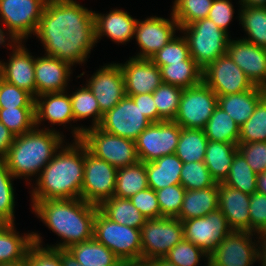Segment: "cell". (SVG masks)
<instances>
[{
	"mask_svg": "<svg viewBox=\"0 0 266 266\" xmlns=\"http://www.w3.org/2000/svg\"><path fill=\"white\" fill-rule=\"evenodd\" d=\"M116 177L117 169L105 160L95 157L84 144V179L81 198L99 207L114 196Z\"/></svg>",
	"mask_w": 266,
	"mask_h": 266,
	"instance_id": "obj_11",
	"label": "cell"
},
{
	"mask_svg": "<svg viewBox=\"0 0 266 266\" xmlns=\"http://www.w3.org/2000/svg\"><path fill=\"white\" fill-rule=\"evenodd\" d=\"M208 141L203 129L181 128L175 154L183 163L204 161Z\"/></svg>",
	"mask_w": 266,
	"mask_h": 266,
	"instance_id": "obj_37",
	"label": "cell"
},
{
	"mask_svg": "<svg viewBox=\"0 0 266 266\" xmlns=\"http://www.w3.org/2000/svg\"><path fill=\"white\" fill-rule=\"evenodd\" d=\"M214 0H174L172 15L179 27L189 25L197 20L205 19Z\"/></svg>",
	"mask_w": 266,
	"mask_h": 266,
	"instance_id": "obj_41",
	"label": "cell"
},
{
	"mask_svg": "<svg viewBox=\"0 0 266 266\" xmlns=\"http://www.w3.org/2000/svg\"><path fill=\"white\" fill-rule=\"evenodd\" d=\"M248 231L232 230L208 255L212 266H253L258 261V243Z\"/></svg>",
	"mask_w": 266,
	"mask_h": 266,
	"instance_id": "obj_13",
	"label": "cell"
},
{
	"mask_svg": "<svg viewBox=\"0 0 266 266\" xmlns=\"http://www.w3.org/2000/svg\"><path fill=\"white\" fill-rule=\"evenodd\" d=\"M0 122L15 136L33 130L35 126V107L0 108Z\"/></svg>",
	"mask_w": 266,
	"mask_h": 266,
	"instance_id": "obj_42",
	"label": "cell"
},
{
	"mask_svg": "<svg viewBox=\"0 0 266 266\" xmlns=\"http://www.w3.org/2000/svg\"><path fill=\"white\" fill-rule=\"evenodd\" d=\"M15 178L3 160H0V223H15Z\"/></svg>",
	"mask_w": 266,
	"mask_h": 266,
	"instance_id": "obj_44",
	"label": "cell"
},
{
	"mask_svg": "<svg viewBox=\"0 0 266 266\" xmlns=\"http://www.w3.org/2000/svg\"><path fill=\"white\" fill-rule=\"evenodd\" d=\"M80 87L70 94L74 120L77 122L93 117L90 127H98L104 114L100 111L98 102L89 87L86 84Z\"/></svg>",
	"mask_w": 266,
	"mask_h": 266,
	"instance_id": "obj_38",
	"label": "cell"
},
{
	"mask_svg": "<svg viewBox=\"0 0 266 266\" xmlns=\"http://www.w3.org/2000/svg\"><path fill=\"white\" fill-rule=\"evenodd\" d=\"M208 254L190 241L183 239L177 243L165 256L164 259L177 266H198L204 259L208 263ZM205 261H207L205 263Z\"/></svg>",
	"mask_w": 266,
	"mask_h": 266,
	"instance_id": "obj_46",
	"label": "cell"
},
{
	"mask_svg": "<svg viewBox=\"0 0 266 266\" xmlns=\"http://www.w3.org/2000/svg\"><path fill=\"white\" fill-rule=\"evenodd\" d=\"M15 225V223H0V264L24 261L33 243L32 232L20 234Z\"/></svg>",
	"mask_w": 266,
	"mask_h": 266,
	"instance_id": "obj_27",
	"label": "cell"
},
{
	"mask_svg": "<svg viewBox=\"0 0 266 266\" xmlns=\"http://www.w3.org/2000/svg\"><path fill=\"white\" fill-rule=\"evenodd\" d=\"M231 1L232 0H214L207 17L228 34L229 24L235 13V9Z\"/></svg>",
	"mask_w": 266,
	"mask_h": 266,
	"instance_id": "obj_54",
	"label": "cell"
},
{
	"mask_svg": "<svg viewBox=\"0 0 266 266\" xmlns=\"http://www.w3.org/2000/svg\"><path fill=\"white\" fill-rule=\"evenodd\" d=\"M133 205L147 218L161 217L156 192L151 188L139 191L129 198Z\"/></svg>",
	"mask_w": 266,
	"mask_h": 266,
	"instance_id": "obj_52",
	"label": "cell"
},
{
	"mask_svg": "<svg viewBox=\"0 0 266 266\" xmlns=\"http://www.w3.org/2000/svg\"><path fill=\"white\" fill-rule=\"evenodd\" d=\"M227 54L254 85L266 89V48L241 38L230 39Z\"/></svg>",
	"mask_w": 266,
	"mask_h": 266,
	"instance_id": "obj_20",
	"label": "cell"
},
{
	"mask_svg": "<svg viewBox=\"0 0 266 266\" xmlns=\"http://www.w3.org/2000/svg\"><path fill=\"white\" fill-rule=\"evenodd\" d=\"M34 214L60 237V242L47 247L68 249L93 238L94 219L98 206L80 199L42 200L30 204Z\"/></svg>",
	"mask_w": 266,
	"mask_h": 266,
	"instance_id": "obj_3",
	"label": "cell"
},
{
	"mask_svg": "<svg viewBox=\"0 0 266 266\" xmlns=\"http://www.w3.org/2000/svg\"><path fill=\"white\" fill-rule=\"evenodd\" d=\"M15 135L0 122V160H3L14 142Z\"/></svg>",
	"mask_w": 266,
	"mask_h": 266,
	"instance_id": "obj_56",
	"label": "cell"
},
{
	"mask_svg": "<svg viewBox=\"0 0 266 266\" xmlns=\"http://www.w3.org/2000/svg\"><path fill=\"white\" fill-rule=\"evenodd\" d=\"M24 41L12 46L8 62L1 61L0 77L36 97L35 57L25 48Z\"/></svg>",
	"mask_w": 266,
	"mask_h": 266,
	"instance_id": "obj_19",
	"label": "cell"
},
{
	"mask_svg": "<svg viewBox=\"0 0 266 266\" xmlns=\"http://www.w3.org/2000/svg\"><path fill=\"white\" fill-rule=\"evenodd\" d=\"M266 142V96L257 104L254 113L240 126L238 143Z\"/></svg>",
	"mask_w": 266,
	"mask_h": 266,
	"instance_id": "obj_43",
	"label": "cell"
},
{
	"mask_svg": "<svg viewBox=\"0 0 266 266\" xmlns=\"http://www.w3.org/2000/svg\"><path fill=\"white\" fill-rule=\"evenodd\" d=\"M203 130L208 140L238 144L240 126L219 106Z\"/></svg>",
	"mask_w": 266,
	"mask_h": 266,
	"instance_id": "obj_36",
	"label": "cell"
},
{
	"mask_svg": "<svg viewBox=\"0 0 266 266\" xmlns=\"http://www.w3.org/2000/svg\"><path fill=\"white\" fill-rule=\"evenodd\" d=\"M139 109L152 123L158 122V110L154 103L153 94H139L130 96Z\"/></svg>",
	"mask_w": 266,
	"mask_h": 266,
	"instance_id": "obj_55",
	"label": "cell"
},
{
	"mask_svg": "<svg viewBox=\"0 0 266 266\" xmlns=\"http://www.w3.org/2000/svg\"><path fill=\"white\" fill-rule=\"evenodd\" d=\"M237 12L239 13L237 16L239 24H241L245 34L248 35L241 39L266 48V6H240Z\"/></svg>",
	"mask_w": 266,
	"mask_h": 266,
	"instance_id": "obj_35",
	"label": "cell"
},
{
	"mask_svg": "<svg viewBox=\"0 0 266 266\" xmlns=\"http://www.w3.org/2000/svg\"><path fill=\"white\" fill-rule=\"evenodd\" d=\"M47 0H0V22L17 42L37 31Z\"/></svg>",
	"mask_w": 266,
	"mask_h": 266,
	"instance_id": "obj_10",
	"label": "cell"
},
{
	"mask_svg": "<svg viewBox=\"0 0 266 266\" xmlns=\"http://www.w3.org/2000/svg\"><path fill=\"white\" fill-rule=\"evenodd\" d=\"M250 197L249 194L219 183L218 209L232 230L251 232Z\"/></svg>",
	"mask_w": 266,
	"mask_h": 266,
	"instance_id": "obj_24",
	"label": "cell"
},
{
	"mask_svg": "<svg viewBox=\"0 0 266 266\" xmlns=\"http://www.w3.org/2000/svg\"><path fill=\"white\" fill-rule=\"evenodd\" d=\"M251 232L258 234L266 229V195L255 192L250 197Z\"/></svg>",
	"mask_w": 266,
	"mask_h": 266,
	"instance_id": "obj_53",
	"label": "cell"
},
{
	"mask_svg": "<svg viewBox=\"0 0 266 266\" xmlns=\"http://www.w3.org/2000/svg\"><path fill=\"white\" fill-rule=\"evenodd\" d=\"M180 36V37H179ZM175 35L161 50L150 59L159 68L170 63L193 60L190 56L188 43L184 36Z\"/></svg>",
	"mask_w": 266,
	"mask_h": 266,
	"instance_id": "obj_48",
	"label": "cell"
},
{
	"mask_svg": "<svg viewBox=\"0 0 266 266\" xmlns=\"http://www.w3.org/2000/svg\"><path fill=\"white\" fill-rule=\"evenodd\" d=\"M137 20L127 11L118 8L110 10L107 14L94 11L96 43L106 36L114 43L126 45L130 39H134Z\"/></svg>",
	"mask_w": 266,
	"mask_h": 266,
	"instance_id": "obj_25",
	"label": "cell"
},
{
	"mask_svg": "<svg viewBox=\"0 0 266 266\" xmlns=\"http://www.w3.org/2000/svg\"><path fill=\"white\" fill-rule=\"evenodd\" d=\"M35 107V98L0 77V108Z\"/></svg>",
	"mask_w": 266,
	"mask_h": 266,
	"instance_id": "obj_50",
	"label": "cell"
},
{
	"mask_svg": "<svg viewBox=\"0 0 266 266\" xmlns=\"http://www.w3.org/2000/svg\"><path fill=\"white\" fill-rule=\"evenodd\" d=\"M159 69L163 83L186 89L202 82L203 69L194 60L170 63Z\"/></svg>",
	"mask_w": 266,
	"mask_h": 266,
	"instance_id": "obj_34",
	"label": "cell"
},
{
	"mask_svg": "<svg viewBox=\"0 0 266 266\" xmlns=\"http://www.w3.org/2000/svg\"><path fill=\"white\" fill-rule=\"evenodd\" d=\"M62 133L59 130L51 131L49 127H35L25 134L15 136L3 159L12 176L15 179L24 177L27 184L31 185L30 182L34 179L32 177L39 176L56 152L66 143Z\"/></svg>",
	"mask_w": 266,
	"mask_h": 266,
	"instance_id": "obj_4",
	"label": "cell"
},
{
	"mask_svg": "<svg viewBox=\"0 0 266 266\" xmlns=\"http://www.w3.org/2000/svg\"><path fill=\"white\" fill-rule=\"evenodd\" d=\"M238 151L256 174L266 171V142L238 143Z\"/></svg>",
	"mask_w": 266,
	"mask_h": 266,
	"instance_id": "obj_51",
	"label": "cell"
},
{
	"mask_svg": "<svg viewBox=\"0 0 266 266\" xmlns=\"http://www.w3.org/2000/svg\"><path fill=\"white\" fill-rule=\"evenodd\" d=\"M237 152L238 144L208 141L203 162L216 183L225 181Z\"/></svg>",
	"mask_w": 266,
	"mask_h": 266,
	"instance_id": "obj_30",
	"label": "cell"
},
{
	"mask_svg": "<svg viewBox=\"0 0 266 266\" xmlns=\"http://www.w3.org/2000/svg\"><path fill=\"white\" fill-rule=\"evenodd\" d=\"M65 144L35 178L34 185H31V203L81 198L84 179V143L73 139L72 143L68 141Z\"/></svg>",
	"mask_w": 266,
	"mask_h": 266,
	"instance_id": "obj_2",
	"label": "cell"
},
{
	"mask_svg": "<svg viewBox=\"0 0 266 266\" xmlns=\"http://www.w3.org/2000/svg\"><path fill=\"white\" fill-rule=\"evenodd\" d=\"M0 266H27V262H26V260H24V261L15 263V264H7V263L0 264Z\"/></svg>",
	"mask_w": 266,
	"mask_h": 266,
	"instance_id": "obj_64",
	"label": "cell"
},
{
	"mask_svg": "<svg viewBox=\"0 0 266 266\" xmlns=\"http://www.w3.org/2000/svg\"><path fill=\"white\" fill-rule=\"evenodd\" d=\"M34 36L45 55L83 66L97 44L94 11L76 0H47Z\"/></svg>",
	"mask_w": 266,
	"mask_h": 266,
	"instance_id": "obj_1",
	"label": "cell"
},
{
	"mask_svg": "<svg viewBox=\"0 0 266 266\" xmlns=\"http://www.w3.org/2000/svg\"><path fill=\"white\" fill-rule=\"evenodd\" d=\"M93 238L121 261L142 262L141 231L111 221L99 209L94 219Z\"/></svg>",
	"mask_w": 266,
	"mask_h": 266,
	"instance_id": "obj_7",
	"label": "cell"
},
{
	"mask_svg": "<svg viewBox=\"0 0 266 266\" xmlns=\"http://www.w3.org/2000/svg\"><path fill=\"white\" fill-rule=\"evenodd\" d=\"M219 183L212 187L197 190H186L180 213L177 218L181 221L204 217L218 209Z\"/></svg>",
	"mask_w": 266,
	"mask_h": 266,
	"instance_id": "obj_28",
	"label": "cell"
},
{
	"mask_svg": "<svg viewBox=\"0 0 266 266\" xmlns=\"http://www.w3.org/2000/svg\"><path fill=\"white\" fill-rule=\"evenodd\" d=\"M137 266H151L148 262H138L137 261Z\"/></svg>",
	"mask_w": 266,
	"mask_h": 266,
	"instance_id": "obj_65",
	"label": "cell"
},
{
	"mask_svg": "<svg viewBox=\"0 0 266 266\" xmlns=\"http://www.w3.org/2000/svg\"><path fill=\"white\" fill-rule=\"evenodd\" d=\"M170 16V19L155 15L137 20L134 38L140 51L132 57L151 59L176 35L180 28L172 13Z\"/></svg>",
	"mask_w": 266,
	"mask_h": 266,
	"instance_id": "obj_16",
	"label": "cell"
},
{
	"mask_svg": "<svg viewBox=\"0 0 266 266\" xmlns=\"http://www.w3.org/2000/svg\"><path fill=\"white\" fill-rule=\"evenodd\" d=\"M117 266H137V261H121Z\"/></svg>",
	"mask_w": 266,
	"mask_h": 266,
	"instance_id": "obj_63",
	"label": "cell"
},
{
	"mask_svg": "<svg viewBox=\"0 0 266 266\" xmlns=\"http://www.w3.org/2000/svg\"><path fill=\"white\" fill-rule=\"evenodd\" d=\"M99 210L111 221L131 228L141 229L147 220L127 198L113 196L104 201Z\"/></svg>",
	"mask_w": 266,
	"mask_h": 266,
	"instance_id": "obj_31",
	"label": "cell"
},
{
	"mask_svg": "<svg viewBox=\"0 0 266 266\" xmlns=\"http://www.w3.org/2000/svg\"><path fill=\"white\" fill-rule=\"evenodd\" d=\"M140 231L142 262L164 258L184 239L183 222L177 217L147 219Z\"/></svg>",
	"mask_w": 266,
	"mask_h": 266,
	"instance_id": "obj_8",
	"label": "cell"
},
{
	"mask_svg": "<svg viewBox=\"0 0 266 266\" xmlns=\"http://www.w3.org/2000/svg\"><path fill=\"white\" fill-rule=\"evenodd\" d=\"M1 25H3V24L0 22V47L3 45V47L6 46L10 50L12 48V46L15 45V43L17 41L14 37H12V35L9 32H7L6 29L4 30V27ZM6 42H7V44H6Z\"/></svg>",
	"mask_w": 266,
	"mask_h": 266,
	"instance_id": "obj_58",
	"label": "cell"
},
{
	"mask_svg": "<svg viewBox=\"0 0 266 266\" xmlns=\"http://www.w3.org/2000/svg\"><path fill=\"white\" fill-rule=\"evenodd\" d=\"M265 96L266 89L255 85L245 92L218 96V106L229 114L239 126H242Z\"/></svg>",
	"mask_w": 266,
	"mask_h": 266,
	"instance_id": "obj_26",
	"label": "cell"
},
{
	"mask_svg": "<svg viewBox=\"0 0 266 266\" xmlns=\"http://www.w3.org/2000/svg\"><path fill=\"white\" fill-rule=\"evenodd\" d=\"M202 81L217 96L245 92L255 86L228 54L218 57L203 69Z\"/></svg>",
	"mask_w": 266,
	"mask_h": 266,
	"instance_id": "obj_15",
	"label": "cell"
},
{
	"mask_svg": "<svg viewBox=\"0 0 266 266\" xmlns=\"http://www.w3.org/2000/svg\"><path fill=\"white\" fill-rule=\"evenodd\" d=\"M183 162L176 154L166 155L146 163L149 188L154 191L180 184Z\"/></svg>",
	"mask_w": 266,
	"mask_h": 266,
	"instance_id": "obj_29",
	"label": "cell"
},
{
	"mask_svg": "<svg viewBox=\"0 0 266 266\" xmlns=\"http://www.w3.org/2000/svg\"><path fill=\"white\" fill-rule=\"evenodd\" d=\"M75 259L84 266H117L121 260L94 238L68 248Z\"/></svg>",
	"mask_w": 266,
	"mask_h": 266,
	"instance_id": "obj_32",
	"label": "cell"
},
{
	"mask_svg": "<svg viewBox=\"0 0 266 266\" xmlns=\"http://www.w3.org/2000/svg\"><path fill=\"white\" fill-rule=\"evenodd\" d=\"M256 192L266 195V171L257 174Z\"/></svg>",
	"mask_w": 266,
	"mask_h": 266,
	"instance_id": "obj_60",
	"label": "cell"
},
{
	"mask_svg": "<svg viewBox=\"0 0 266 266\" xmlns=\"http://www.w3.org/2000/svg\"><path fill=\"white\" fill-rule=\"evenodd\" d=\"M72 66L56 57L43 55L35 57L36 97L46 93L67 91Z\"/></svg>",
	"mask_w": 266,
	"mask_h": 266,
	"instance_id": "obj_22",
	"label": "cell"
},
{
	"mask_svg": "<svg viewBox=\"0 0 266 266\" xmlns=\"http://www.w3.org/2000/svg\"><path fill=\"white\" fill-rule=\"evenodd\" d=\"M146 163H137L117 169L114 196L129 199L139 191L148 188Z\"/></svg>",
	"mask_w": 266,
	"mask_h": 266,
	"instance_id": "obj_33",
	"label": "cell"
},
{
	"mask_svg": "<svg viewBox=\"0 0 266 266\" xmlns=\"http://www.w3.org/2000/svg\"><path fill=\"white\" fill-rule=\"evenodd\" d=\"M48 121L52 125L65 126L72 121L75 123L72 112L70 94L67 91L46 93L35 97V126L39 128L42 123Z\"/></svg>",
	"mask_w": 266,
	"mask_h": 266,
	"instance_id": "obj_23",
	"label": "cell"
},
{
	"mask_svg": "<svg viewBox=\"0 0 266 266\" xmlns=\"http://www.w3.org/2000/svg\"><path fill=\"white\" fill-rule=\"evenodd\" d=\"M41 233L32 232L33 243L30 245L25 260L27 266H62L61 249L50 248L43 244ZM45 246V247H43Z\"/></svg>",
	"mask_w": 266,
	"mask_h": 266,
	"instance_id": "obj_45",
	"label": "cell"
},
{
	"mask_svg": "<svg viewBox=\"0 0 266 266\" xmlns=\"http://www.w3.org/2000/svg\"><path fill=\"white\" fill-rule=\"evenodd\" d=\"M215 183L203 161L183 163L180 172V184L186 190L209 188Z\"/></svg>",
	"mask_w": 266,
	"mask_h": 266,
	"instance_id": "obj_47",
	"label": "cell"
},
{
	"mask_svg": "<svg viewBox=\"0 0 266 266\" xmlns=\"http://www.w3.org/2000/svg\"><path fill=\"white\" fill-rule=\"evenodd\" d=\"M152 122L127 95L107 111L98 126L103 131L135 141Z\"/></svg>",
	"mask_w": 266,
	"mask_h": 266,
	"instance_id": "obj_14",
	"label": "cell"
},
{
	"mask_svg": "<svg viewBox=\"0 0 266 266\" xmlns=\"http://www.w3.org/2000/svg\"><path fill=\"white\" fill-rule=\"evenodd\" d=\"M74 140H81L95 157L105 160L116 169L139 161L135 141L112 135L99 127L73 126Z\"/></svg>",
	"mask_w": 266,
	"mask_h": 266,
	"instance_id": "obj_5",
	"label": "cell"
},
{
	"mask_svg": "<svg viewBox=\"0 0 266 266\" xmlns=\"http://www.w3.org/2000/svg\"><path fill=\"white\" fill-rule=\"evenodd\" d=\"M62 266H84L81 265L68 249H61Z\"/></svg>",
	"mask_w": 266,
	"mask_h": 266,
	"instance_id": "obj_59",
	"label": "cell"
},
{
	"mask_svg": "<svg viewBox=\"0 0 266 266\" xmlns=\"http://www.w3.org/2000/svg\"><path fill=\"white\" fill-rule=\"evenodd\" d=\"M181 127L174 121L151 123L135 140L139 161H154L175 154Z\"/></svg>",
	"mask_w": 266,
	"mask_h": 266,
	"instance_id": "obj_12",
	"label": "cell"
},
{
	"mask_svg": "<svg viewBox=\"0 0 266 266\" xmlns=\"http://www.w3.org/2000/svg\"><path fill=\"white\" fill-rule=\"evenodd\" d=\"M85 83L95 96L103 114L126 95L123 73L118 62L101 66Z\"/></svg>",
	"mask_w": 266,
	"mask_h": 266,
	"instance_id": "obj_18",
	"label": "cell"
},
{
	"mask_svg": "<svg viewBox=\"0 0 266 266\" xmlns=\"http://www.w3.org/2000/svg\"><path fill=\"white\" fill-rule=\"evenodd\" d=\"M127 96L153 93L163 82L161 72L150 59L129 57L119 63Z\"/></svg>",
	"mask_w": 266,
	"mask_h": 266,
	"instance_id": "obj_21",
	"label": "cell"
},
{
	"mask_svg": "<svg viewBox=\"0 0 266 266\" xmlns=\"http://www.w3.org/2000/svg\"><path fill=\"white\" fill-rule=\"evenodd\" d=\"M182 222L184 239L201 248L208 255L232 231L226 217L219 209L204 217Z\"/></svg>",
	"mask_w": 266,
	"mask_h": 266,
	"instance_id": "obj_17",
	"label": "cell"
},
{
	"mask_svg": "<svg viewBox=\"0 0 266 266\" xmlns=\"http://www.w3.org/2000/svg\"><path fill=\"white\" fill-rule=\"evenodd\" d=\"M257 243H258V262L261 263V266H266V231L256 234Z\"/></svg>",
	"mask_w": 266,
	"mask_h": 266,
	"instance_id": "obj_57",
	"label": "cell"
},
{
	"mask_svg": "<svg viewBox=\"0 0 266 266\" xmlns=\"http://www.w3.org/2000/svg\"><path fill=\"white\" fill-rule=\"evenodd\" d=\"M183 88L162 83L152 94L158 110V122L174 121Z\"/></svg>",
	"mask_w": 266,
	"mask_h": 266,
	"instance_id": "obj_40",
	"label": "cell"
},
{
	"mask_svg": "<svg viewBox=\"0 0 266 266\" xmlns=\"http://www.w3.org/2000/svg\"><path fill=\"white\" fill-rule=\"evenodd\" d=\"M203 266H212V265L208 262L207 264H205Z\"/></svg>",
	"mask_w": 266,
	"mask_h": 266,
	"instance_id": "obj_66",
	"label": "cell"
},
{
	"mask_svg": "<svg viewBox=\"0 0 266 266\" xmlns=\"http://www.w3.org/2000/svg\"><path fill=\"white\" fill-rule=\"evenodd\" d=\"M256 180L257 174L246 162L244 156L238 151L232 161L229 175L223 184L252 195L256 192Z\"/></svg>",
	"mask_w": 266,
	"mask_h": 266,
	"instance_id": "obj_39",
	"label": "cell"
},
{
	"mask_svg": "<svg viewBox=\"0 0 266 266\" xmlns=\"http://www.w3.org/2000/svg\"><path fill=\"white\" fill-rule=\"evenodd\" d=\"M186 189L181 184L156 190L161 217H177L183 203Z\"/></svg>",
	"mask_w": 266,
	"mask_h": 266,
	"instance_id": "obj_49",
	"label": "cell"
},
{
	"mask_svg": "<svg viewBox=\"0 0 266 266\" xmlns=\"http://www.w3.org/2000/svg\"><path fill=\"white\" fill-rule=\"evenodd\" d=\"M151 266H177L175 264H172L168 261H166L164 258L155 259L150 262H148Z\"/></svg>",
	"mask_w": 266,
	"mask_h": 266,
	"instance_id": "obj_62",
	"label": "cell"
},
{
	"mask_svg": "<svg viewBox=\"0 0 266 266\" xmlns=\"http://www.w3.org/2000/svg\"><path fill=\"white\" fill-rule=\"evenodd\" d=\"M179 28L188 43L191 58L202 69L227 54L230 34L212 20L205 18Z\"/></svg>",
	"mask_w": 266,
	"mask_h": 266,
	"instance_id": "obj_6",
	"label": "cell"
},
{
	"mask_svg": "<svg viewBox=\"0 0 266 266\" xmlns=\"http://www.w3.org/2000/svg\"><path fill=\"white\" fill-rule=\"evenodd\" d=\"M217 106V94L202 81L183 89L174 122L181 128L204 129Z\"/></svg>",
	"mask_w": 266,
	"mask_h": 266,
	"instance_id": "obj_9",
	"label": "cell"
},
{
	"mask_svg": "<svg viewBox=\"0 0 266 266\" xmlns=\"http://www.w3.org/2000/svg\"><path fill=\"white\" fill-rule=\"evenodd\" d=\"M238 4L246 7H265L266 0H239Z\"/></svg>",
	"mask_w": 266,
	"mask_h": 266,
	"instance_id": "obj_61",
	"label": "cell"
}]
</instances>
